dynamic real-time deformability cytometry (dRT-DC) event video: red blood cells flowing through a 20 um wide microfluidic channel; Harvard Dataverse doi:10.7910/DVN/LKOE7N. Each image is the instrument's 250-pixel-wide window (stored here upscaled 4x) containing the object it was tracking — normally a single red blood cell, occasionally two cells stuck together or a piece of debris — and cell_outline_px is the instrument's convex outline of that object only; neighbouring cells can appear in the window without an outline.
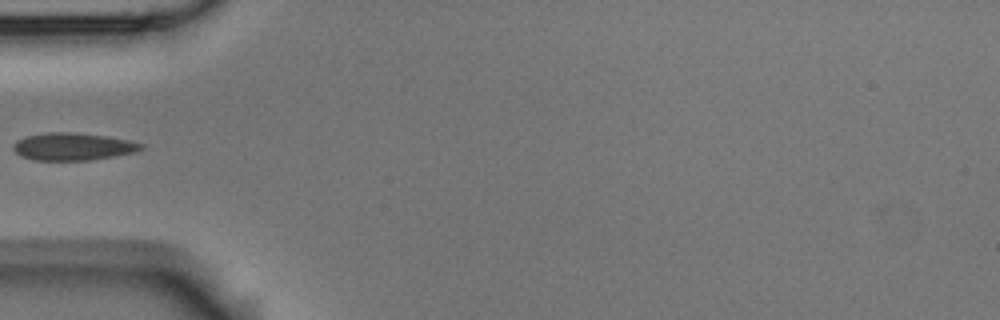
{"species": "Egyptian fruit bat (a non-hibernating species)", "species_latin": "Rousettus aegyptiacus", "temperature_condition": "room temperature", "stored_images_in_passage": 5, "camera_frame_rate_fps": 3000, "um_per_image_px": 0.085, "animal": {"sex": "male"}, "frame": {"image": 1, "passage_image": 5, "time_ms": 1.333, "image_size_px": [1000, 320], "cell_outline_px": [[144, 148], [136, 152], [88, 160], [32, 160], [20, 156], [12, 148], [12, 144], [16, 140], [28, 136], [48, 132], [68, 132], [104, 136], [128, 140], [144, 144]], "centroid_in_image_um": [6.16, 12.46], "position_along_channel_um": 78.8, "area_um2": 20.29}}